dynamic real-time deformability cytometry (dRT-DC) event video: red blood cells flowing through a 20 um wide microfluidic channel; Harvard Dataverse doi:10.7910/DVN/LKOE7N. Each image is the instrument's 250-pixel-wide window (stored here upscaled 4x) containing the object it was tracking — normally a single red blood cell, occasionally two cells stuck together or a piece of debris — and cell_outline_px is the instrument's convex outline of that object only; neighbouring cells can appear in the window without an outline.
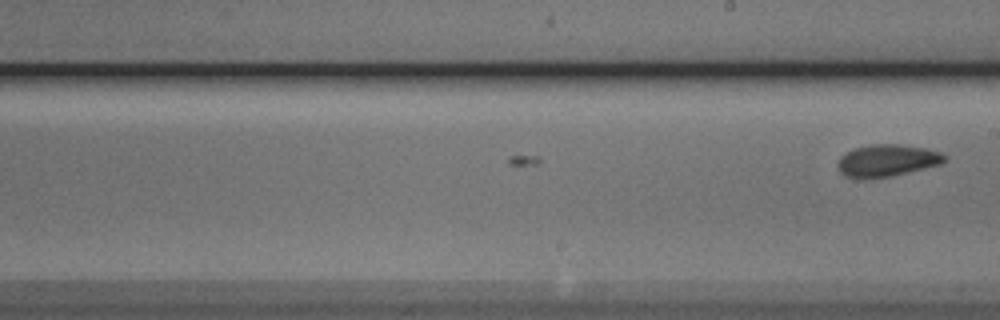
{"species": "Egyptian fruit bat (a non-hibernating species)", "species_latin": "Rousettus aegyptiacus", "temperature_condition": "cold", "stored_images_in_passage": 21, "camera_frame_rate_fps": 3000, "um_per_image_px": 0.085, "animal": {"sex": "male"}, "frame": {"image": 1, "passage_image": 21, "time_ms": 6.667, "image_size_px": [1000, 320], "cell_outline_px": [[948, 160], [940, 164], [892, 176], [844, 176], [840, 172], [836, 164], [840, 156], [852, 148], [868, 144], [900, 144], [924, 148], [940, 152], [948, 156]], "centroid_in_image_um": [75.41, 13.6], "position_along_channel_um": 213.6, "area_um2": 19.71}}